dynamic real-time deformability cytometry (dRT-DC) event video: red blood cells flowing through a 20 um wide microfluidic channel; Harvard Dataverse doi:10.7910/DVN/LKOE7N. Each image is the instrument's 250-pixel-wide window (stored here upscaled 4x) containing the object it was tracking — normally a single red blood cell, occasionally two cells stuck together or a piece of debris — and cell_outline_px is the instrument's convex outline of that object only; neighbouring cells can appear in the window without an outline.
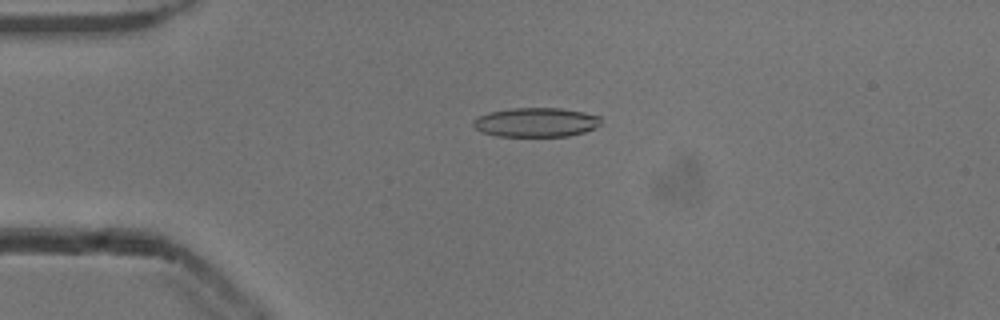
{"species": "common noctule bat (a hibernating species)", "species_latin": "Nyctalus noctula", "temperature_condition": "cold", "stored_images_in_passage": 53, "camera_frame_rate_fps": 3000, "um_per_image_px": 0.085, "animal": {"sex": "male", "body_mass_g": 13.3}, "frame": {"image": 1, "passage_image": 13, "time_ms": 4.0, "image_size_px": [1000, 320], "cell_outline_px": [[600, 124], [596, 128], [584, 132], [568, 136], [496, 136], [480, 132], [472, 124], [472, 120], [476, 116], [488, 112], [512, 108], [560, 108], [584, 112], [600, 116]], "centroid_in_image_um": [45.52, 10.39], "position_along_channel_um": 39.5, "area_um2": 21.96}}
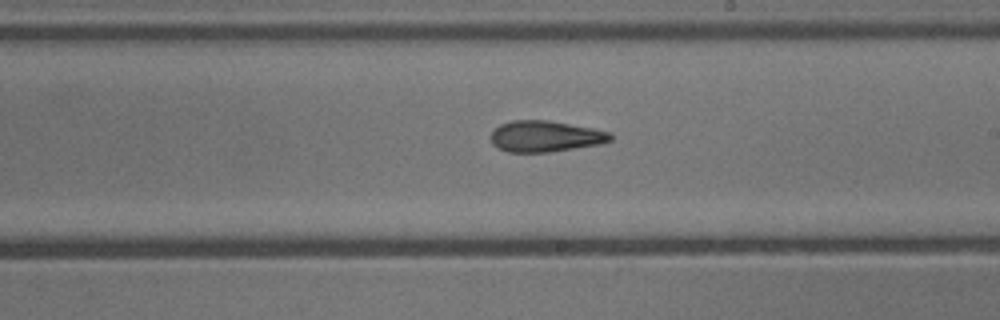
{"frame": {"image": 2, "passage_image": 31, "time_ms": 10.0, "image_size_px": [1000, 320], "cell_outline_px": [[612, 140], [600, 144], [548, 152], [508, 152], [492, 144], [492, 132], [500, 124], [512, 120], [548, 120], [592, 128], [608, 132], [612, 136]], "centroid_in_image_um": [46.34, 11.58], "position_along_channel_um": 242.7, "area_um2": 21.44}}
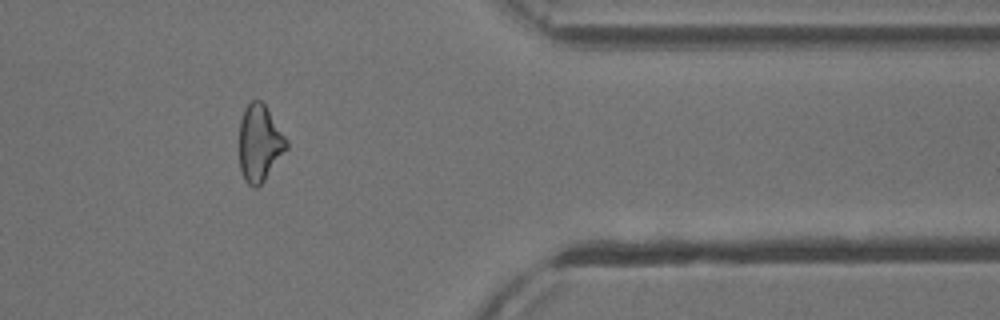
{"frame": {"image": 3, "passage_image": 44, "time_ms": 14.333, "image_size_px": [1000, 320], "cell_outline_px": [[288, 148], [264, 180], [256, 188], [252, 188], [244, 180], [240, 168], [240, 120], [244, 108], [252, 100], [260, 100], [264, 104], [288, 140]], "centroid_in_image_um": [22.07, 12.17], "position_along_channel_um": 389.3, "area_um2": 20.98}, "authors_computed_cell_mechanics": {"area_um2": 21.675, "velocity_mm_per_s": 3.8752, "shape_relaxation_time_tau1_ms": null, "shape_relaxation_time_tau2_ms": 4.5279, "deformation_change_tau1": null, "deformation_change_tau2": 0.1574}}